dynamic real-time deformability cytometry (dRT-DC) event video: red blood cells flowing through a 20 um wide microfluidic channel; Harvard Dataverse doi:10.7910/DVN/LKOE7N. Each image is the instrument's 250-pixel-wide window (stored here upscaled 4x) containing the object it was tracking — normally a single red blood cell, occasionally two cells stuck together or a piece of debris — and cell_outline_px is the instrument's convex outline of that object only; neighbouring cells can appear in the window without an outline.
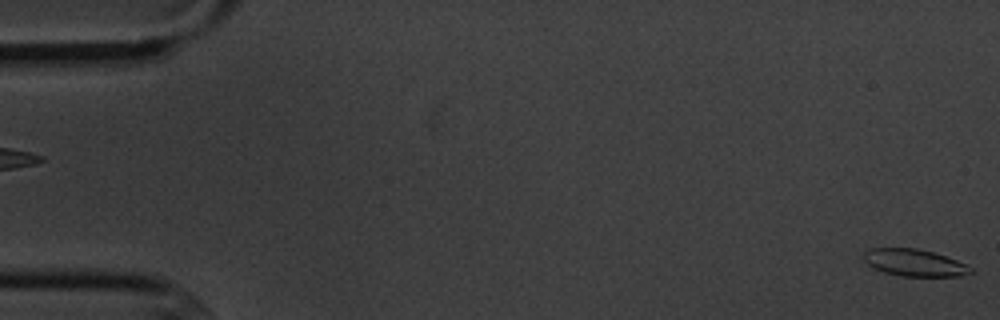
{"species": "common noctule bat (a hibernating species)", "species_latin": "Nyctalus noctula", "temperature_condition": "cold", "stored_images_in_passage": 6, "segment_of_instrument_passage": [2, 2], "camera_frame_rate_fps": 3000, "um_per_image_px": 0.085, "animal": {"sex": "male", "body_mass_g": 20.1, "forearm_length_mm": 53.5}, "frame": {"image": 1, "passage_image": 6, "time_ms": 5.667, "image_size_px": [1000, 320], "cell_outline_px": [[972, 272], [960, 276], [900, 276], [884, 272], [872, 268], [860, 256], [868, 248], [916, 248], [932, 252], [956, 260], [972, 268]], "centroid_in_image_um": [77.64, 22.33], "position_along_channel_um": 7.4, "area_um2": 16.82}}